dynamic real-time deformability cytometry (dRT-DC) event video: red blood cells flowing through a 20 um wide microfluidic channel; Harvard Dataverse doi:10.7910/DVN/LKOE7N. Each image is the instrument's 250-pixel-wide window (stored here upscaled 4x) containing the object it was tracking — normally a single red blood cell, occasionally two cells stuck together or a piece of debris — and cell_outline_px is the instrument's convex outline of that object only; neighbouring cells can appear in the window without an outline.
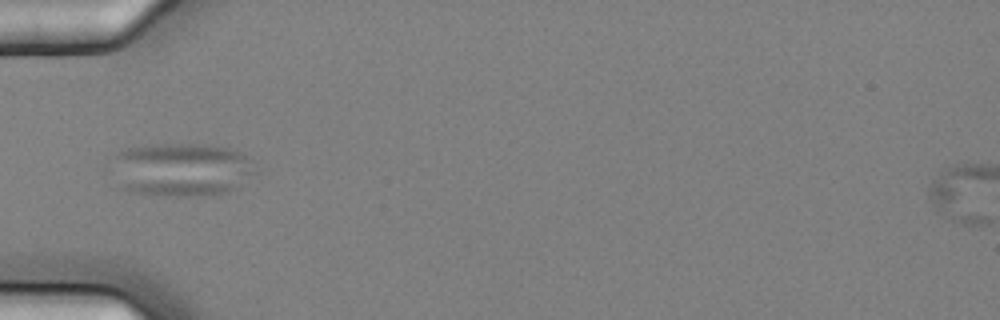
{"species": "common noctule bat (a hibernating species)", "species_latin": "Nyctalus noctula", "temperature_condition": "cold", "stored_images_in_passage": 8, "camera_frame_rate_fps": 3000, "um_per_image_px": 0.085, "animal": {"sex": "female", "body_mass_g": 25.1}, "frame": {"image": 1, "passage_image": 5, "time_ms": 1.333, "image_size_px": [1000, 320], "cell_outline_px": [[252, 160], [248, 172], [236, 188], [228, 192], [192, 196], [176, 196], [132, 192], [120, 188], [112, 160], [112, 156], [116, 152], [128, 148], [156, 144], [208, 144], [228, 148], [240, 152], [248, 156]], "centroid_in_image_um": [15.33, 14.39], "position_along_channel_um": 69.7, "area_um2": 44.04}}
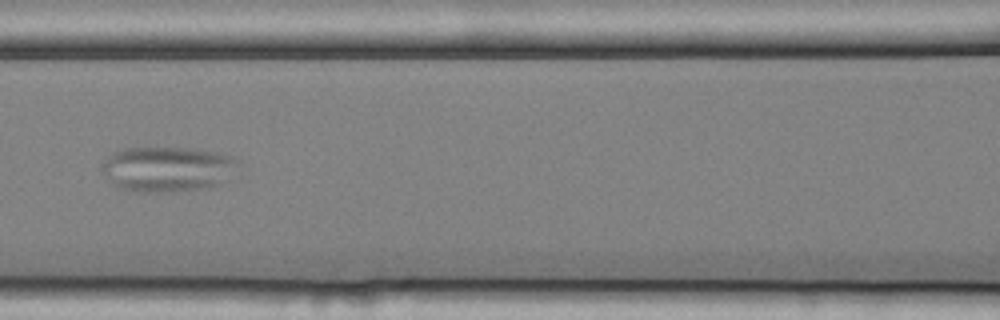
{"frame": {"image": 2, "passage_image": 7, "time_ms": 2.0, "image_size_px": [1000, 320], "cell_outline_px": [[240, 176], [212, 188], [172, 192], [144, 192], [124, 188], [112, 184], [100, 168], [112, 152], [124, 148], [196, 148], [216, 152], [232, 156], [240, 160]], "centroid_in_image_um": [14.41, 14.38], "position_along_channel_um": 152.2, "area_um2": 36.93}}
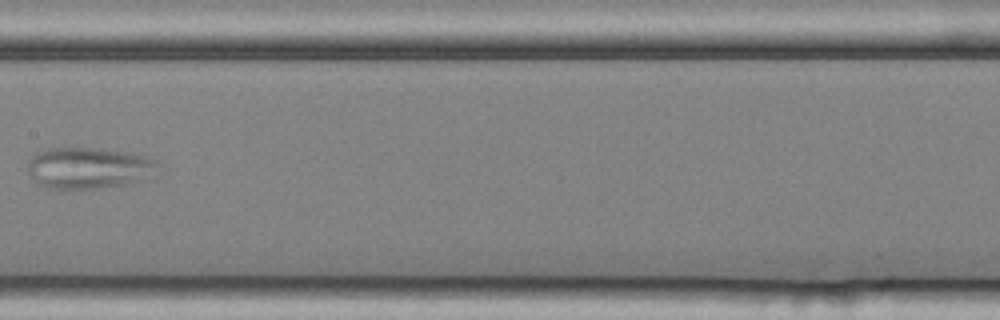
{"frame": {"image": 3, "passage_image": 8, "time_ms": 2.333, "image_size_px": [1000, 320], "cell_outline_px": [[160, 164], [144, 180], [128, 184], [96, 188], [48, 188], [40, 184], [28, 172], [28, 164], [32, 156], [36, 152], [48, 148], [100, 148], [148, 156]], "centroid_in_image_um": [7.54, 14.26], "position_along_channel_um": 199.9, "area_um2": 31.04}}